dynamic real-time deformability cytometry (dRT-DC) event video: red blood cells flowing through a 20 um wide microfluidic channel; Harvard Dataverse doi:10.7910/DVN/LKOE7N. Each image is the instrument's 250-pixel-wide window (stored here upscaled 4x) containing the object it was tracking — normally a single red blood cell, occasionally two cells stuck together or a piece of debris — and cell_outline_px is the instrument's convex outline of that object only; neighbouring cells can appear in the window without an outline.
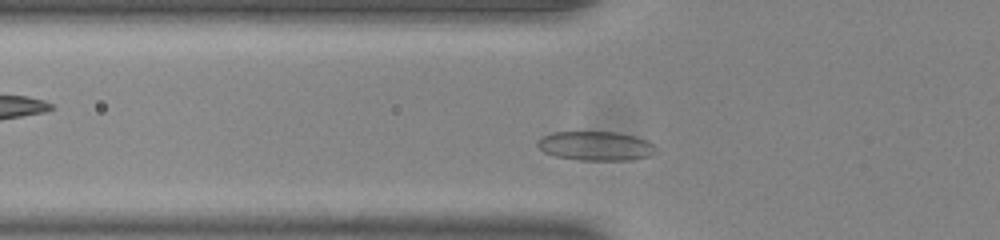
{"species": "common noctule bat (a hibernating species)", "species_latin": "Nyctalus noctula", "temperature_condition": "room temperature", "stored_images_in_passage": 35, "camera_frame_rate_fps": 3000, "um_per_image_px": 0.085, "animal": {"sex": "male", "body_mass_g": 20.0, "forearm_length_mm": 53.3}, "frame": {"image": 1, "passage_image": 5, "time_ms": 1.333, "image_size_px": [1000, 240], "cell_outline_px": [[660, 152], [652, 156], [632, 160], [580, 160], [556, 156], [544, 152], [536, 144], [536, 140], [540, 136], [552, 132], [616, 132], [636, 136], [648, 140]], "centroid_in_image_um": [50.67, 12.4], "position_along_channel_um": 75.1, "area_um2": 20.52}}
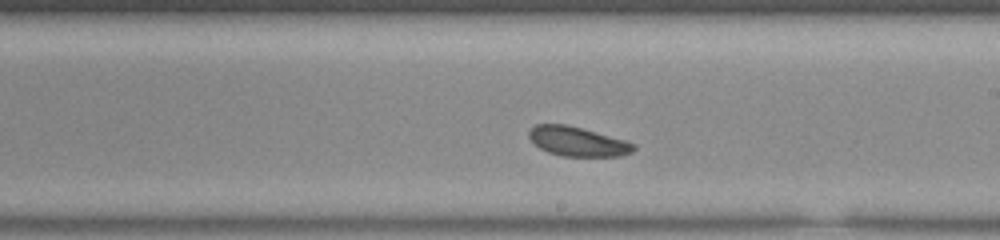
{"frame": {"image": 2, "passage_image": 18, "time_ms": 5.667, "image_size_px": [1000, 240], "cell_outline_px": [[636, 148], [632, 152], [620, 156], [560, 156], [548, 152], [540, 148], [528, 136], [528, 132], [536, 124], [568, 124], [624, 140], [636, 144]], "centroid_in_image_um": [49.1, 12.03], "position_along_channel_um": 239.9, "area_um2": 17.86}}
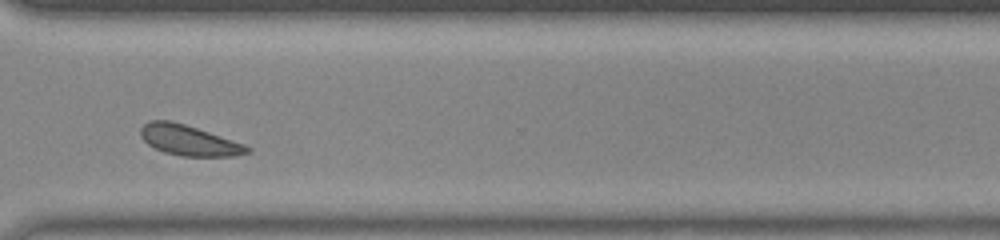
{"frame": {"image": 3, "passage_image": 27, "time_ms": 8.667, "image_size_px": [1000, 240], "cell_outline_px": [[252, 152], [232, 156], [180, 156], [164, 152], [148, 144], [140, 136], [140, 128], [148, 120], [172, 120], [244, 144], [252, 148]], "centroid_in_image_um": [16.04, 11.92], "position_along_channel_um": 354.6, "area_um2": 18.79}, "authors_computed_cell_mechanics": {"area_um2": 18.6694, "velocity_mm_per_s": 3.8062, "shape_relaxation_time_tau1_ms": 3.4393, "shape_relaxation_time_tau2_ms": null, "deformation_change_tau1": 0.0471, "deformation_change_tau2": null}}